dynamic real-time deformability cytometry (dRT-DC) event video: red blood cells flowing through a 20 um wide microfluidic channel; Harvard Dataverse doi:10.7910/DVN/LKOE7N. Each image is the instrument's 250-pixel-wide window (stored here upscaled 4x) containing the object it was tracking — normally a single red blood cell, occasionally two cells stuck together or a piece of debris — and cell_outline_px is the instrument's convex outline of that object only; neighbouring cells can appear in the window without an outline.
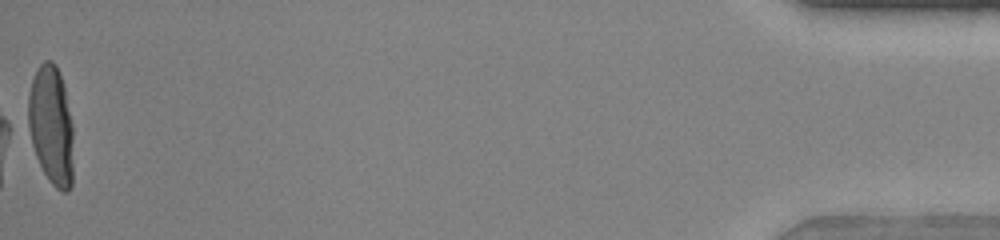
{"species": "human", "species_latin": "Homo sapiens", "temperature_condition": "warm", "stored_images_in_passage": 33, "camera_frame_rate_fps": 3000, "um_per_image_px": 0.085, "donor": {"sex": "female"}, "frame": {"image": 1, "passage_image": 33, "time_ms": 10.667, "image_size_px": [1000, 240], "cell_outline_px": [[72, 184], [68, 192], [64, 192], [56, 188], [48, 180], [36, 156], [24, 124], [28, 96], [32, 80], [40, 64], [44, 60], [52, 60], [56, 64], [60, 72], [64, 88], [72, 124]], "centroid_in_image_um": [4.3, 10.65], "position_along_channel_um": 430.9, "area_um2": 31.96}}